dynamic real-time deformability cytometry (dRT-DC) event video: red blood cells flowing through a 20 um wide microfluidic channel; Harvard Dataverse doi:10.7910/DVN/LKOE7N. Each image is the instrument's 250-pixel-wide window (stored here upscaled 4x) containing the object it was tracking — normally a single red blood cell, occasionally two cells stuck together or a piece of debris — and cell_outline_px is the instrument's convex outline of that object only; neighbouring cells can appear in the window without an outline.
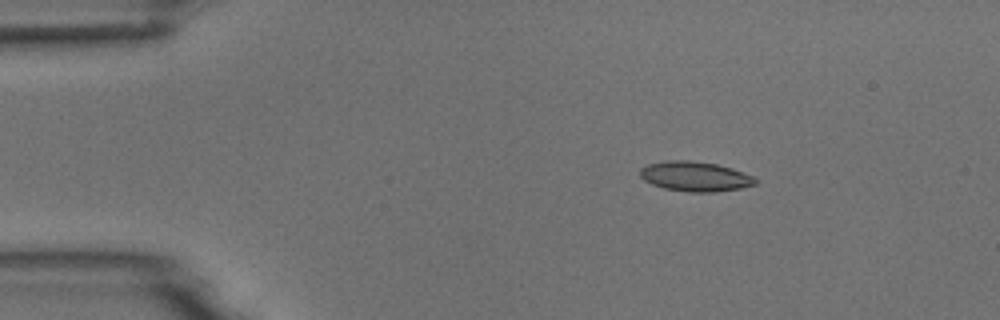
{"species": "common noctule bat (a hibernating species)", "species_latin": "Nyctalus noctula", "temperature_condition": "room temperature", "stored_images_in_passage": 3, "camera_frame_rate_fps": 3000, "um_per_image_px": 0.085, "animal": {"sex": "male", "body_mass_g": 18.8}, "frame": {"image": 1, "passage_image": 2, "time_ms": 1.0, "image_size_px": [1000, 320], "cell_outline_px": [[756, 184], [740, 188], [712, 192], [688, 192], [664, 188], [652, 184], [644, 180], [640, 176], [640, 168], [648, 164], [668, 160], [688, 160], [716, 164], [732, 168], [752, 176], [756, 180]], "centroid_in_image_um": [59.05, 14.99], "position_along_channel_um": 25.9, "area_um2": 19.88}}